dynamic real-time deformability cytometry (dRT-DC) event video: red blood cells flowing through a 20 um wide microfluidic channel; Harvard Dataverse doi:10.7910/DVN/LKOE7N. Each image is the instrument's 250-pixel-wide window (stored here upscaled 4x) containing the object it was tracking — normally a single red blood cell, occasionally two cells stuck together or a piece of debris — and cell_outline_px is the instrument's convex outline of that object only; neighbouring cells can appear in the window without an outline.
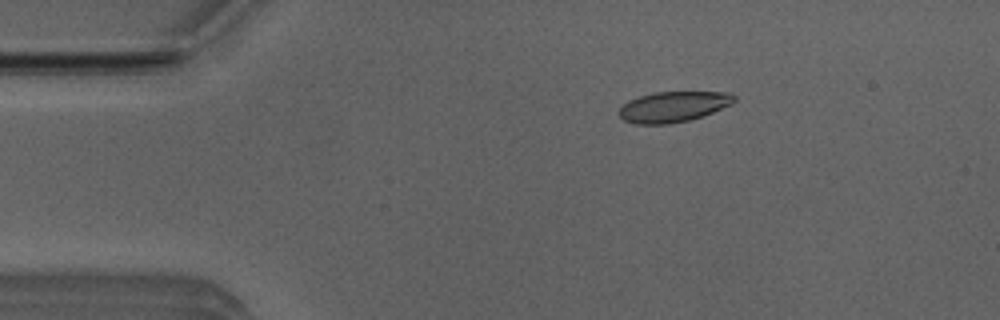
{"species": "Egyptian fruit bat (a non-hibernating species)", "species_latin": "Rousettus aegyptiacus", "temperature_condition": "room temperature", "stored_images_in_passage": 5, "camera_frame_rate_fps": 3000, "um_per_image_px": 0.085, "animal": {"sex": "male"}, "frame": {"image": 1, "passage_image": 3, "time_ms": 0.667, "image_size_px": [1000, 320], "cell_outline_px": [[736, 100], [732, 104], [704, 116], [688, 120], [668, 124], [636, 124], [624, 120], [616, 112], [628, 100], [640, 96], [656, 92], [732, 92], [736, 96]], "centroid_in_image_um": [57.25, 9.07], "position_along_channel_um": 27.7, "area_um2": 20.63}}